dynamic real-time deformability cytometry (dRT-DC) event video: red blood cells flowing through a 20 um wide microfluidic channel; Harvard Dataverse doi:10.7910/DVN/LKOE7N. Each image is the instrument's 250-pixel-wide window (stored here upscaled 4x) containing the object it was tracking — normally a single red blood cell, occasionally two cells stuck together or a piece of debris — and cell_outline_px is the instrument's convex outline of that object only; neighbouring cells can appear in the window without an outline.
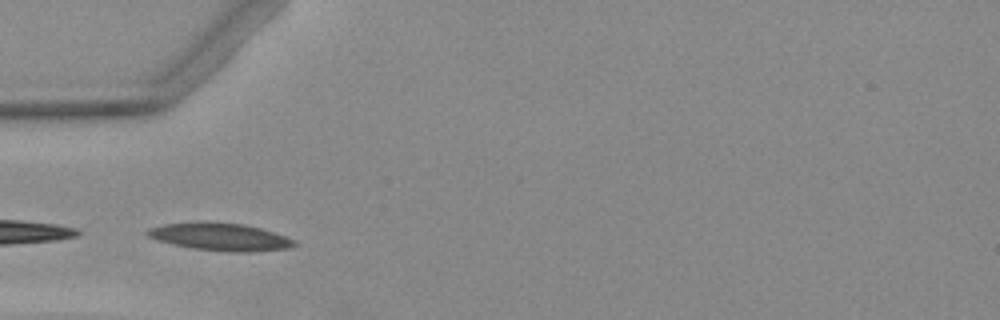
{"species": "Egyptian fruit bat (a non-hibernating species)", "species_latin": "Rousettus aegyptiacus", "temperature_condition": "warm", "stored_images_in_passage": 5, "camera_frame_rate_fps": 3000, "um_per_image_px": 0.085, "animal": {"sex": "female"}, "frame": {"image": 1, "passage_image": 4, "time_ms": 3.667, "image_size_px": [1000, 320], "cell_outline_px": [[296, 244], [288, 248], [248, 252], [228, 252], [192, 248], [172, 244], [156, 240], [148, 236], [144, 232], [148, 228], [164, 224], [244, 224], [260, 228], [284, 236], [292, 240]], "centroid_in_image_um": [18.69, 20.17], "position_along_channel_um": 66.3, "area_um2": 22.6}}
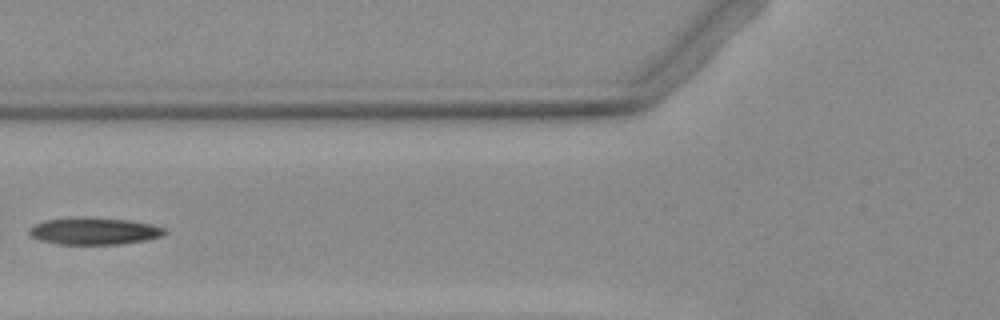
{"frame": {"image": 2, "passage_image": 5, "time_ms": 5.0, "image_size_px": [1000, 320], "cell_outline_px": [[168, 232], [164, 236], [148, 240], [124, 244], [56, 244], [40, 240], [32, 236], [28, 232], [36, 224], [44, 220], [128, 220], [152, 224], [164, 228]], "centroid_in_image_um": [8.12, 19.7], "position_along_channel_um": 117.7, "area_um2": 20.35}}